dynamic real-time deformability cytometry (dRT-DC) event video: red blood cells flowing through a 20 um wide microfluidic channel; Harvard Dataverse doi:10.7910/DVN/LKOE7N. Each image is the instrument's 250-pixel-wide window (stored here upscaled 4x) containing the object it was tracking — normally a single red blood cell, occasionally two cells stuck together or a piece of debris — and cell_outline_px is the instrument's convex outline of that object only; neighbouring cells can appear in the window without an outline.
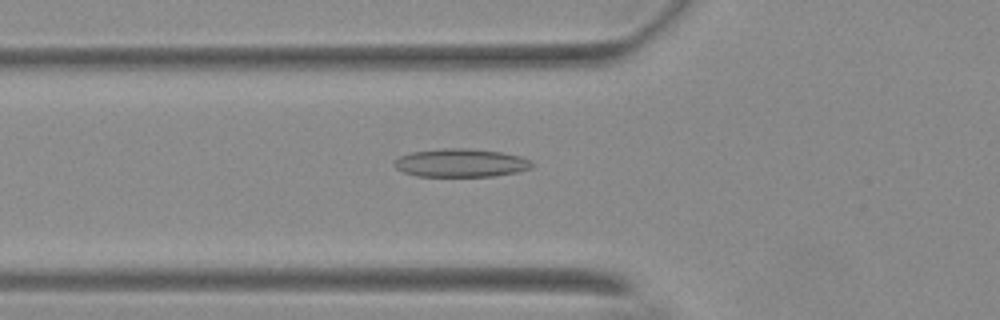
{"species": "Egyptian fruit bat (a non-hibernating species)", "species_latin": "Rousettus aegyptiacus", "temperature_condition": "warm", "stored_images_in_passage": 48, "camera_frame_rate_fps": 3000, "um_per_image_px": 0.085, "animal": {"sex": "female"}, "frame": {"image": 1, "passage_image": 15, "time_ms": 4.667, "image_size_px": [1000, 320], "cell_outline_px": [[536, 164], [532, 168], [516, 172], [492, 176], [416, 176], [404, 172], [396, 168], [392, 164], [392, 160], [400, 156], [412, 152], [440, 148], [468, 148], [500, 152], [520, 156], [532, 160]], "centroid_in_image_um": [39.17, 13.84], "position_along_channel_um": 86.6, "area_um2": 22.89}}
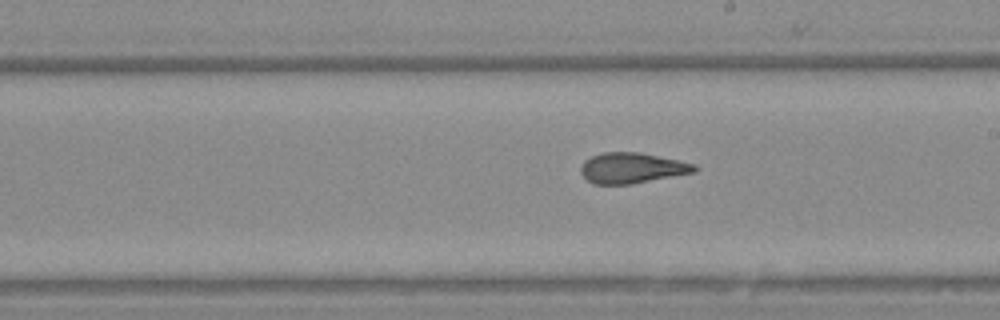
{"frame": {"image": 2, "passage_image": 27, "time_ms": 8.667, "image_size_px": [1000, 320], "cell_outline_px": [[700, 168], [696, 172], [632, 184], [592, 184], [580, 172], [580, 168], [584, 160], [592, 156], [604, 152], [640, 152], [696, 164]], "centroid_in_image_um": [53.74, 14.28], "position_along_channel_um": 235.3, "area_um2": 20.35}}
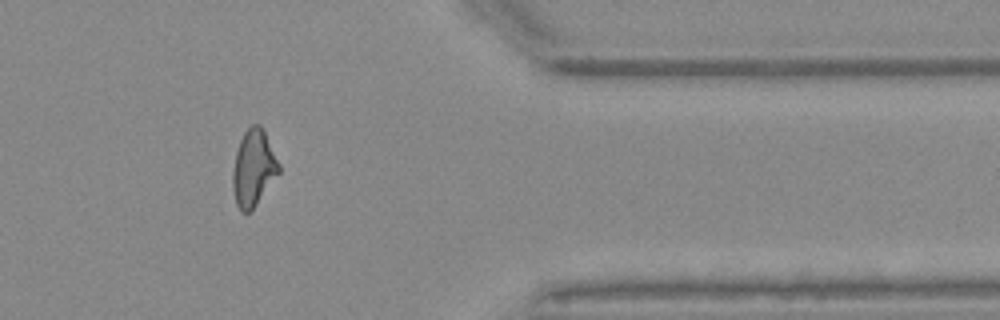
{"frame": {"image": 3, "passage_image": 41, "time_ms": 13.333, "image_size_px": [1000, 320], "cell_outline_px": [[280, 172], [252, 212], [240, 212], [236, 204], [232, 188], [232, 172], [236, 152], [240, 140], [244, 132], [252, 124], [260, 124], [264, 128], [280, 164]], "centroid_in_image_um": [21.56, 14.3], "position_along_channel_um": 389.8, "area_um2": 20.98}}